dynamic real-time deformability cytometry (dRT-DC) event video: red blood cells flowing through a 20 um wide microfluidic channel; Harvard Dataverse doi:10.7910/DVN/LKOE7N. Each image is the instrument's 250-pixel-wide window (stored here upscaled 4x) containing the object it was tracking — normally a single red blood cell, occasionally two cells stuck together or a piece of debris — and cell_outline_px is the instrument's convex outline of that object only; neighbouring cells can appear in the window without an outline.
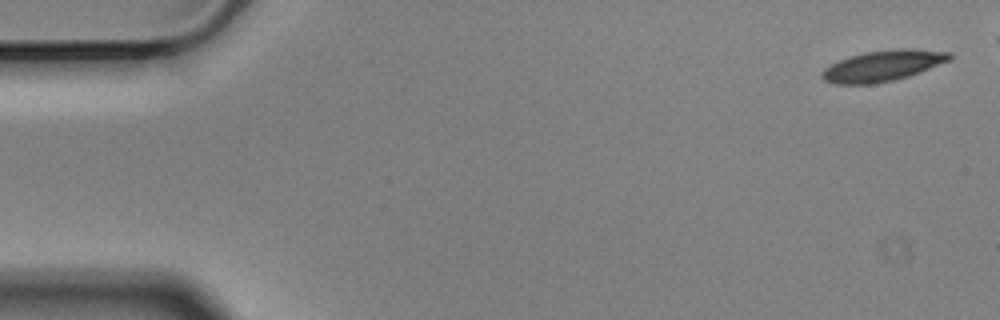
{"species": "Egyptian fruit bat (a non-hibernating species)", "species_latin": "Rousettus aegyptiacus", "temperature_condition": "cold", "stored_images_in_passage": 5, "camera_frame_rate_fps": 3000, "um_per_image_px": 0.085, "animal": {"sex": "male"}, "frame": {"image": 1, "passage_image": 1, "time_ms": 0.0, "image_size_px": [1000, 320], "cell_outline_px": [[952, 60], [920, 72], [908, 76], [892, 80], [872, 84], [832, 84], [824, 80], [820, 76], [820, 72], [824, 68], [848, 56], [864, 52], [892, 48], [912, 48], [952, 52]], "centroid_in_image_um": [75.06, 5.57], "position_along_channel_um": 9.9, "area_um2": 23.29}}